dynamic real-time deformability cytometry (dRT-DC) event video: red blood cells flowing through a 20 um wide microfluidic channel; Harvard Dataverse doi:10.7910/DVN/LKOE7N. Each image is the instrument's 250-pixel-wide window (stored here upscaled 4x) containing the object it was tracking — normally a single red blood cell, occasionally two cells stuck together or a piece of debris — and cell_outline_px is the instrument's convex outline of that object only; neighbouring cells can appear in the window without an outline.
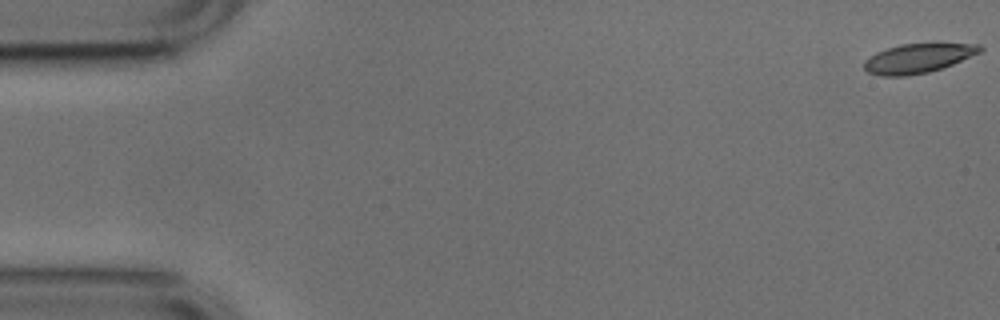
{"species": "common noctule bat (a hibernating species)", "species_latin": "Nyctalus noctula", "temperature_condition": "cold", "stored_images_in_passage": 53, "camera_frame_rate_fps": 3000, "um_per_image_px": 0.085, "animal": {"sex": "male", "body_mass_g": 17.9, "forearm_length_mm": 54.2}, "frame": {"image": 1, "passage_image": 1, "time_ms": 0.0, "image_size_px": [1000, 320], "cell_outline_px": [[984, 48], [980, 52], [952, 64], [928, 72], [908, 76], [880, 76], [868, 72], [864, 68], [864, 60], [876, 52], [900, 44], [936, 40], [980, 44]], "centroid_in_image_um": [78.09, 4.89], "position_along_channel_um": 6.9, "area_um2": 20.69}}
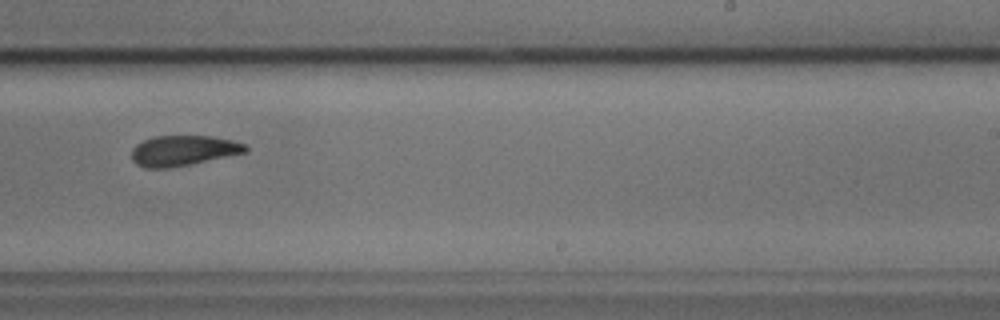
{"frame": {"image": 2, "passage_image": 33, "time_ms": 10.667, "image_size_px": [1000, 320], "cell_outline_px": [[248, 152], [168, 168], [144, 168], [136, 164], [132, 160], [132, 148], [136, 144], [144, 140], [156, 136], [212, 136], [232, 140], [244, 144], [248, 148]], "centroid_in_image_um": [15.56, 12.8], "position_along_channel_um": 273.4, "area_um2": 20.0}}
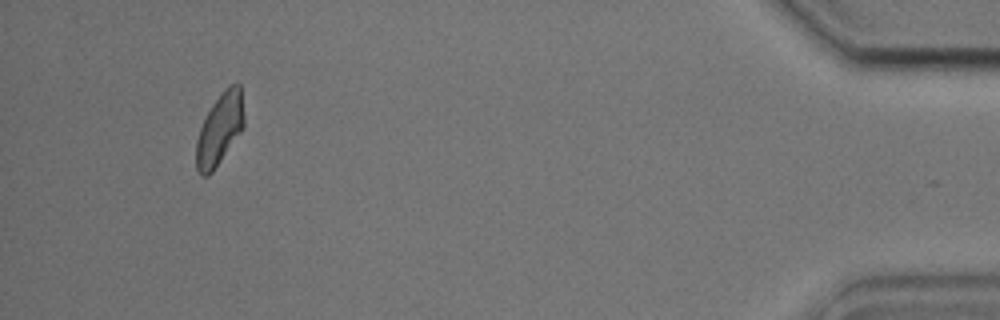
{"frame": {"image": 3, "passage_image": 50, "time_ms": 16.333, "image_size_px": [1000, 320], "cell_outline_px": [[244, 128], [212, 172], [208, 176], [200, 176], [196, 168], [196, 140], [200, 128], [212, 104], [224, 88], [228, 84], [240, 84], [244, 116]], "centroid_in_image_um": [18.67, 10.98], "position_along_channel_um": 416.5, "area_um2": 19.94}, "authors_computed_cell_mechanics": {"area_um2": 20.9236, "velocity_mm_per_s": 3.7704, "shape_relaxation_time_tau1_ms": 5.7837, "shape_relaxation_time_tau2_ms": 5.195, "deformation_change_tau1": 0.1456, "deformation_change_tau2": 0.1233}}